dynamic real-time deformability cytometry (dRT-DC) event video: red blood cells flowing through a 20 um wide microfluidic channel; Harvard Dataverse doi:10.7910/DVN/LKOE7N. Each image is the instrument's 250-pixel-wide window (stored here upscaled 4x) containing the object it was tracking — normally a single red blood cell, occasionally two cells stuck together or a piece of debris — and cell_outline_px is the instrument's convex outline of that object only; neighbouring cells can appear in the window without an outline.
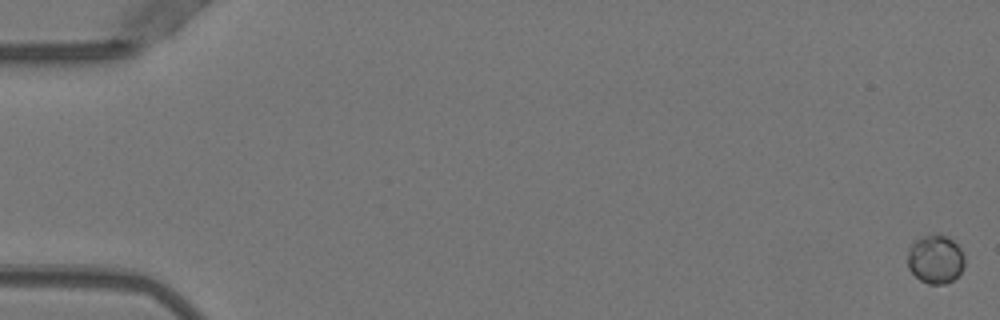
{"species": "Egyptian fruit bat (a non-hibernating species)", "species_latin": "Rousettus aegyptiacus", "temperature_condition": "warm", "stored_images_in_passage": 52, "camera_frame_rate_fps": 3000, "um_per_image_px": 0.085, "animal": {"sex": "female"}, "frame": {"image": 1, "passage_image": 1, "time_ms": 0.0, "image_size_px": [1000, 320], "cell_outline_px": [[964, 268], [952, 280], [944, 284], [928, 284], [920, 280], [908, 268], [908, 248], [920, 236], [932, 232], [940, 232], [948, 236], [960, 248], [964, 256]], "centroid_in_image_um": [79.51, 21.98], "position_along_channel_um": 5.5, "area_um2": 16.47}}
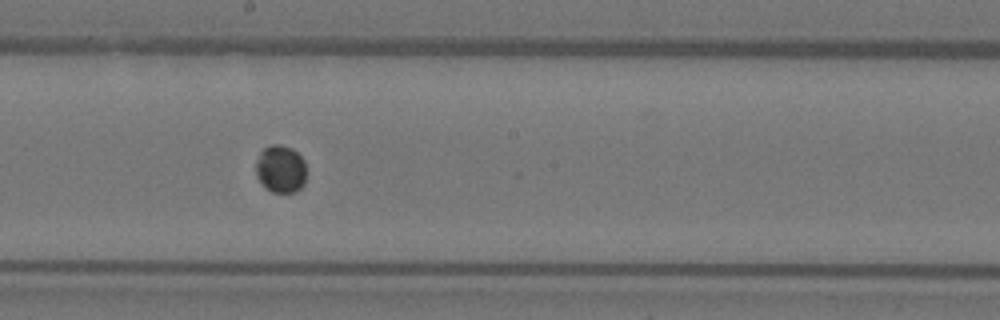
{"frame": {"image": 2, "passage_image": 30, "time_ms": 9.667, "image_size_px": [1000, 320], "cell_outline_px": [[304, 184], [296, 192], [272, 192], [264, 188], [256, 176], [256, 160], [260, 152], [264, 148], [272, 144], [280, 144], [292, 148], [304, 160]], "centroid_in_image_um": [23.82, 14.37], "position_along_channel_um": 224.4, "area_um2": 14.05}}
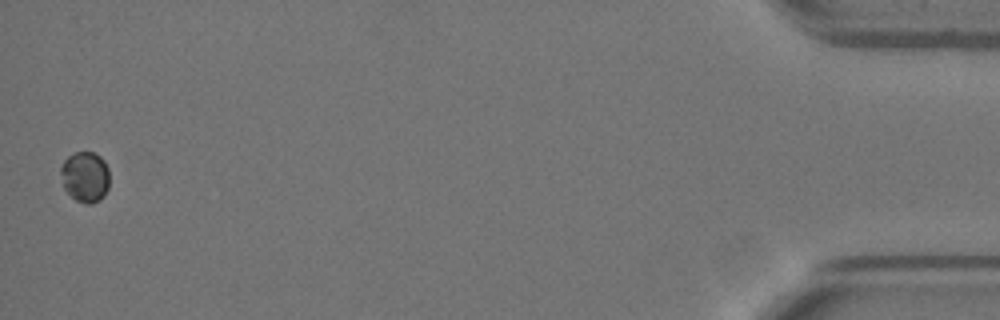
{"frame": {"image": 3, "passage_image": 52, "time_ms": 17.0, "image_size_px": [1000, 320], "cell_outline_px": [[108, 188], [104, 196], [100, 200], [92, 204], [84, 204], [76, 200], [64, 188], [60, 172], [60, 168], [64, 160], [68, 156], [76, 152], [92, 152], [100, 156], [104, 160], [108, 168]], "centroid_in_image_um": [7.24, 15.03], "position_along_channel_um": 428.0, "area_um2": 14.45}, "authors_computed_cell_mechanics": {"area_um2": 14.4211, "velocity_mm_per_s": 3.9759, "shape_relaxation_time_tau1_ms": 2.7612, "shape_relaxation_time_tau2_ms": null, "deformation_change_tau1": 0.0146, "deformation_change_tau2": null}}